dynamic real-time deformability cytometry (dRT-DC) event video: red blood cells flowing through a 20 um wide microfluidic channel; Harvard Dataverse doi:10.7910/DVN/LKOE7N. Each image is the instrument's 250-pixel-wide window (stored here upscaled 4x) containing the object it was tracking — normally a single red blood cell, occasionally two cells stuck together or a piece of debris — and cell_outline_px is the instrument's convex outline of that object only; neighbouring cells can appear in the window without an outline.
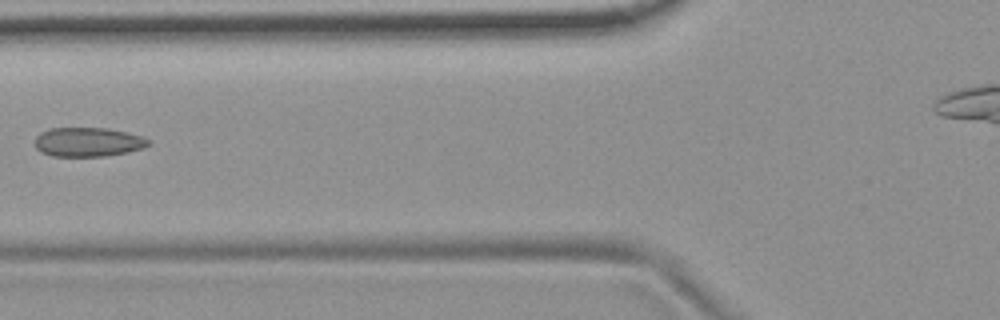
{"species": "common noctule bat (a hibernating species)", "species_latin": "Nyctalus noctula", "temperature_condition": "room temperature", "stored_images_in_passage": 8, "camera_frame_rate_fps": 3000, "um_per_image_px": 0.085, "animal": {"sex": "female", "body_mass_g": 19.9}, "frame": {"image": 1, "passage_image": 7, "time_ms": 2.0, "image_size_px": [1000, 320], "cell_outline_px": [[152, 140], [144, 148], [128, 152], [104, 156], [52, 156], [40, 152], [36, 148], [36, 136], [40, 132], [48, 128], [108, 128], [140, 136]], "centroid_in_image_um": [7.46, 12.07], "position_along_channel_um": 118.3, "area_um2": 19.31}}
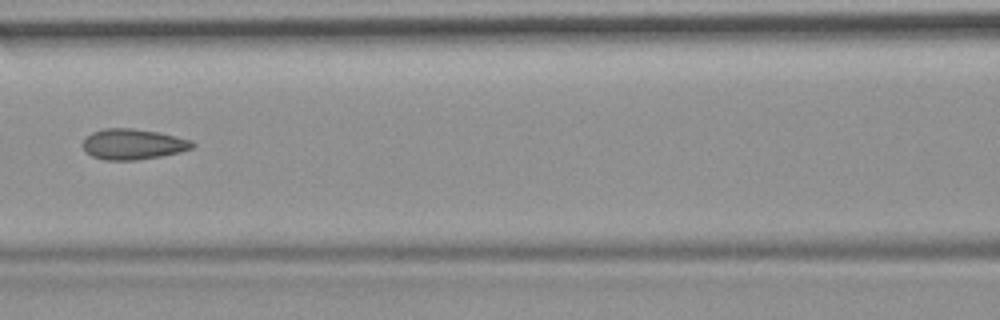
{"frame": {"image": 2, "passage_image": 8, "time_ms": 2.333, "image_size_px": [1000, 320], "cell_outline_px": [[196, 144], [192, 148], [180, 152], [160, 156], [136, 160], [104, 160], [92, 156], [84, 148], [84, 140], [92, 132], [104, 128], [132, 128], [160, 132], [192, 140]], "centroid_in_image_um": [11.35, 12.25], "position_along_channel_um": 155.3, "area_um2": 19.48}}